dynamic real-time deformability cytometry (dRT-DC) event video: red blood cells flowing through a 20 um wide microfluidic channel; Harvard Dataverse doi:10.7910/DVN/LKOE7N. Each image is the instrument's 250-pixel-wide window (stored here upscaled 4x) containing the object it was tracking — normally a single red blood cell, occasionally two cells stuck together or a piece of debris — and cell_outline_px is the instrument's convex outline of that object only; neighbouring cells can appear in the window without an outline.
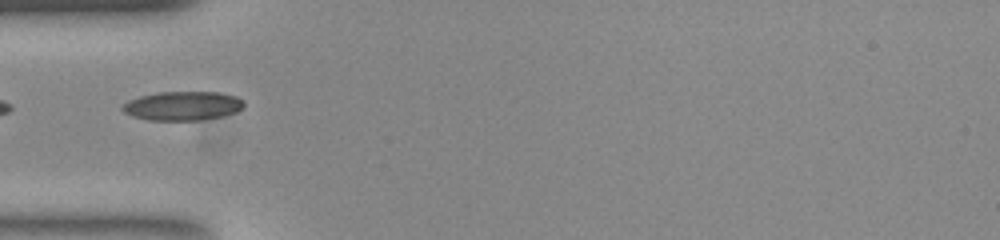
{"species": "common noctule bat (a hibernating species)", "species_latin": "Nyctalus noctula", "temperature_condition": "room temperature", "stored_images_in_passage": 21, "camera_frame_rate_fps": 3000, "um_per_image_px": 0.085, "animal": {"sex": "female", "body_mass_g": 23.0, "forearm_length_mm": 53.4}, "frame": {"image": 1, "passage_image": 1, "time_ms": 0.0, "image_size_px": [1000, 240], "cell_outline_px": [[244, 108], [236, 112], [220, 116], [200, 120], [148, 120], [132, 116], [124, 112], [120, 108], [128, 100], [140, 96], [156, 92], [220, 92], [236, 96], [244, 100]], "centroid_in_image_um": [15.53, 8.99], "position_along_channel_um": 69.5, "area_um2": 20.63}}
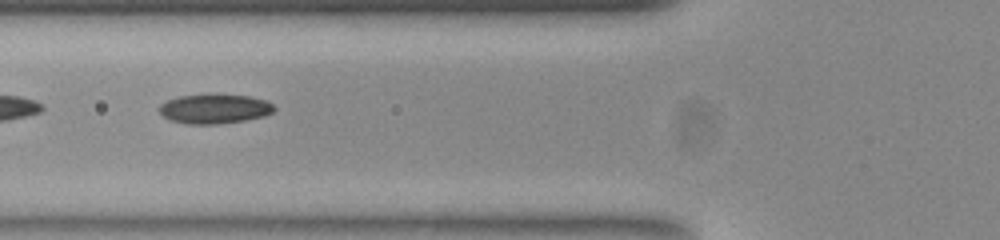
{"frame": {"image": 2, "passage_image": 4, "time_ms": 1.0, "image_size_px": [1000, 240], "cell_outline_px": [[276, 108], [272, 112], [264, 116], [244, 120], [216, 124], [188, 124], [172, 120], [164, 116], [160, 112], [160, 104], [168, 100], [180, 96], [208, 92], [248, 96], [264, 100], [272, 104]], "centroid_in_image_um": [18.23, 9.22], "position_along_channel_um": 107.6, "area_um2": 19.94}}
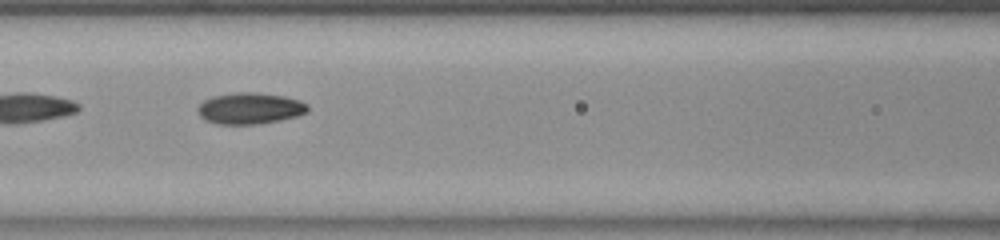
{"frame": {"image": 3, "passage_image": 7, "time_ms": 2.0, "image_size_px": [1000, 240], "cell_outline_px": [[308, 112], [296, 116], [280, 120], [256, 124], [216, 124], [204, 120], [200, 116], [196, 108], [204, 100], [212, 96], [236, 92], [252, 92], [284, 96], [300, 100], [308, 104]], "centroid_in_image_um": [21.22, 9.21], "position_along_channel_um": 145.4, "area_um2": 20.17}}